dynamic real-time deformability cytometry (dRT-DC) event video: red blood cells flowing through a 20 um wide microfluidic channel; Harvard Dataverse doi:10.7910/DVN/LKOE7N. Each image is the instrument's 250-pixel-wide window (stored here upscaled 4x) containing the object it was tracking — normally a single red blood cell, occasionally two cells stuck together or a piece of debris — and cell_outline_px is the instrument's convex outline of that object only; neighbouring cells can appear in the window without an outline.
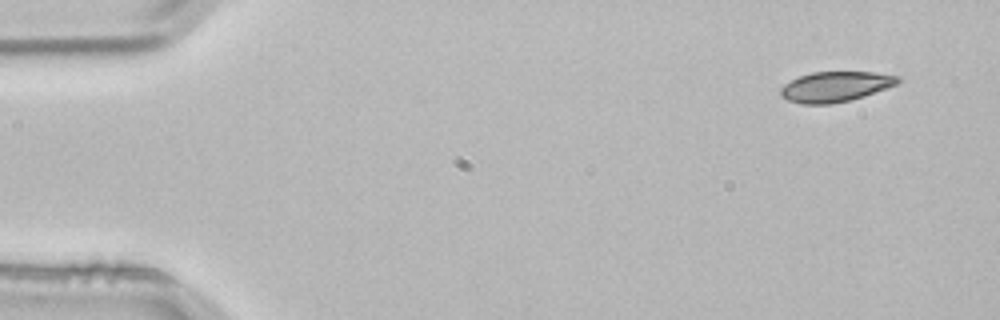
{"species": "common noctule bat (a hibernating species)", "species_latin": "Nyctalus noctula", "temperature_condition": "room temperature", "stored_images_in_passage": 3, "camera_frame_rate_fps": 3000, "um_per_image_px": 0.085, "animal": {"sex": "male", "body_mass_g": 21.5, "forearm_length_mm": 52.0}, "frame": {"image": 1, "passage_image": 1, "time_ms": 0.0, "image_size_px": [1000, 320], "cell_outline_px": [[900, 80], [896, 84], [864, 96], [832, 104], [800, 104], [788, 100], [780, 96], [780, 88], [784, 84], [800, 76], [812, 72], [876, 72], [900, 76]], "centroid_in_image_um": [70.98, 7.36], "position_along_channel_um": 14.0, "area_um2": 20.58}}
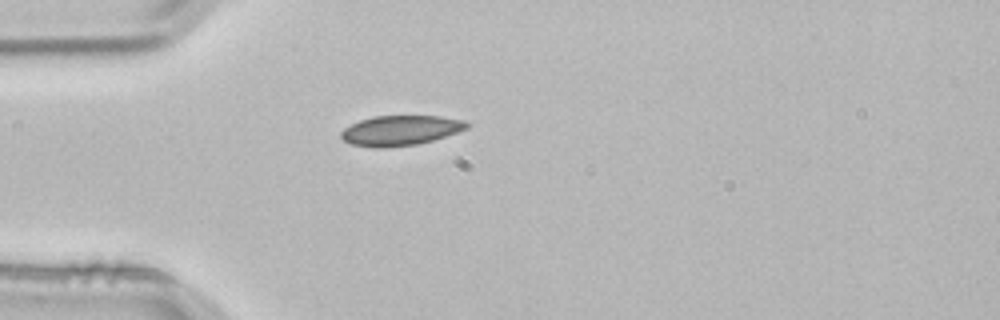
{"frame": {"image": 2, "passage_image": 3, "time_ms": 0.667, "image_size_px": [1000, 320], "cell_outline_px": [[472, 124], [468, 128], [432, 140], [416, 144], [384, 148], [376, 148], [352, 144], [344, 140], [340, 136], [340, 132], [344, 128], [360, 120], [372, 116], [440, 116], [464, 120]], "centroid_in_image_um": [34.03, 11.08], "position_along_channel_um": 51.0, "area_um2": 21.91}}